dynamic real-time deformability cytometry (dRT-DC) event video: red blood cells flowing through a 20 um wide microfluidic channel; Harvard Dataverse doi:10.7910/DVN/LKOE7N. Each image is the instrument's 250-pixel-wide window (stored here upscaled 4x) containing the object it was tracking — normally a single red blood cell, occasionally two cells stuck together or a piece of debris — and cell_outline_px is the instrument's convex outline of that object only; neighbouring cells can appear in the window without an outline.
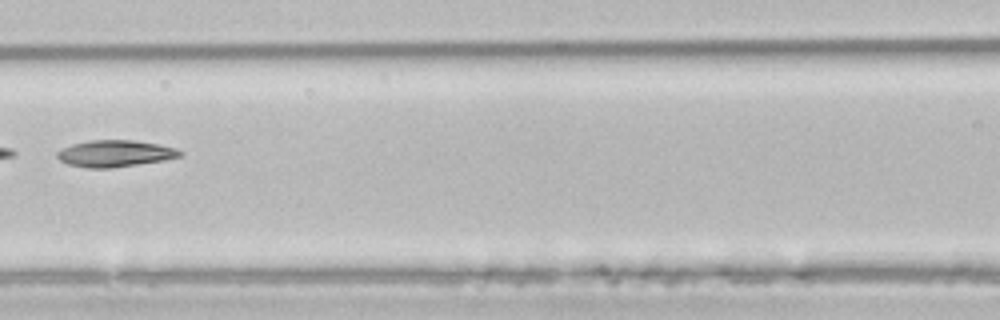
{"species": "common noctule bat (a hibernating species)", "species_latin": "Nyctalus noctula", "temperature_condition": "room temperature", "stored_images_in_passage": 6, "camera_frame_rate_fps": 3000, "um_per_image_px": 0.085, "animal": {"sex": "male", "body_mass_g": 21.5, "forearm_length_mm": 52.0}, "frame": {"image": 1, "passage_image": 6, "time_ms": 6.333, "image_size_px": [1000, 320], "cell_outline_px": [[184, 152], [180, 156], [164, 160], [108, 168], [88, 168], [68, 164], [60, 160], [56, 156], [56, 152], [72, 144], [92, 140], [132, 140], [160, 144], [176, 148]], "centroid_in_image_um": [9.78, 13.04], "position_along_channel_um": 156.8, "area_um2": 18.9}}